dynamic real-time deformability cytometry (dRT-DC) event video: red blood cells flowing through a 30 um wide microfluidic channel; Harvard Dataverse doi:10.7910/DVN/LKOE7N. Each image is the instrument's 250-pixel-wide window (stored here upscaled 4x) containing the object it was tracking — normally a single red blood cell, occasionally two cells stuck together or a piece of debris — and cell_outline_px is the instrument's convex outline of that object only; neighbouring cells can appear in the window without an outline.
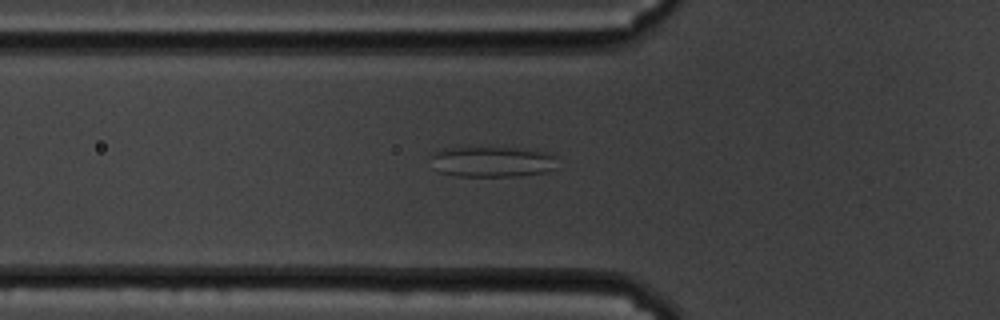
{"species": "common noctule bat (a hibernating species)", "species_latin": "Nyctalus noctula", "temperature_condition": "cold", "stored_images_in_passage": 42, "camera_frame_rate_fps": 3000, "um_per_image_px": 0.085, "animal": {"sex": "male", "body_mass_g": 19.5, "forearm_length_mm": 54.6}, "frame": {"image": 1, "passage_image": 7, "time_ms": 2.0, "image_size_px": [1000, 320], "cell_outline_px": [[556, 168], [548, 172], [520, 176], [456, 176], [440, 172], [432, 156], [436, 152], [448, 148], [512, 148], [548, 152], [556, 156]], "centroid_in_image_um": [41.96, 13.76], "position_along_channel_um": 83.8, "area_um2": 22.2}, "authors_computed_cell_mechanics": {"area_um2": 21.675, "velocity_mm_per_s": 3.3953, "shape_relaxation_time_tau1_ms": null, "shape_relaxation_time_tau2_ms": 3.011, "deformation_change_tau1": null, "deformation_change_tau2": 0.121}}